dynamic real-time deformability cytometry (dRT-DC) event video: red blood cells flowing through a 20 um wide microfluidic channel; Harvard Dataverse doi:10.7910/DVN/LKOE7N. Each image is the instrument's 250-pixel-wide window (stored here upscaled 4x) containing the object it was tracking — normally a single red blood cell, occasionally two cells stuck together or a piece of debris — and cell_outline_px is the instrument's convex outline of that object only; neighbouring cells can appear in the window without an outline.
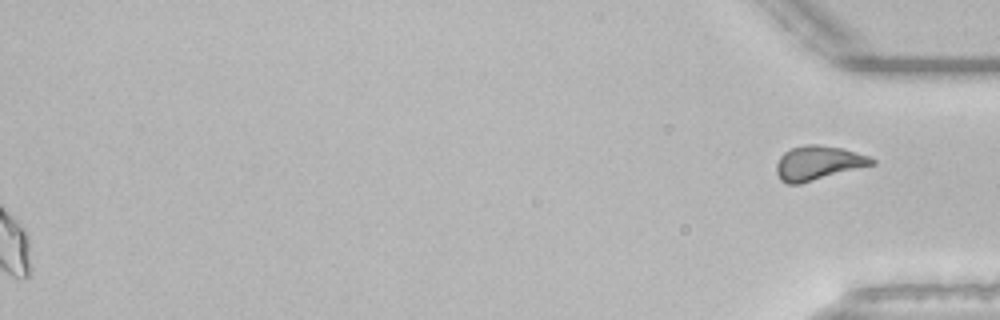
{"species": "common noctule bat (a hibernating species)", "species_latin": "Nyctalus noctula", "temperature_condition": "room temperature", "stored_images_in_passage": 48, "segment_of_instrument_passage": [2, 2], "camera_frame_rate_fps": 3000, "um_per_image_px": 0.085, "animal": {"sex": "male", "body_mass_g": 21.5, "forearm_length_mm": 52.0}, "frame": {"image": 1, "passage_image": 48, "time_ms": 15.667, "image_size_px": [1000, 320], "cell_outline_px": [[876, 164], [800, 184], [788, 184], [780, 180], [776, 172], [776, 164], [780, 156], [784, 152], [792, 148], [808, 144], [816, 144], [840, 148], [856, 152], [868, 156], [876, 160]], "centroid_in_image_um": [69.53, 13.86], "position_along_channel_um": 365.7, "area_um2": 19.02}}